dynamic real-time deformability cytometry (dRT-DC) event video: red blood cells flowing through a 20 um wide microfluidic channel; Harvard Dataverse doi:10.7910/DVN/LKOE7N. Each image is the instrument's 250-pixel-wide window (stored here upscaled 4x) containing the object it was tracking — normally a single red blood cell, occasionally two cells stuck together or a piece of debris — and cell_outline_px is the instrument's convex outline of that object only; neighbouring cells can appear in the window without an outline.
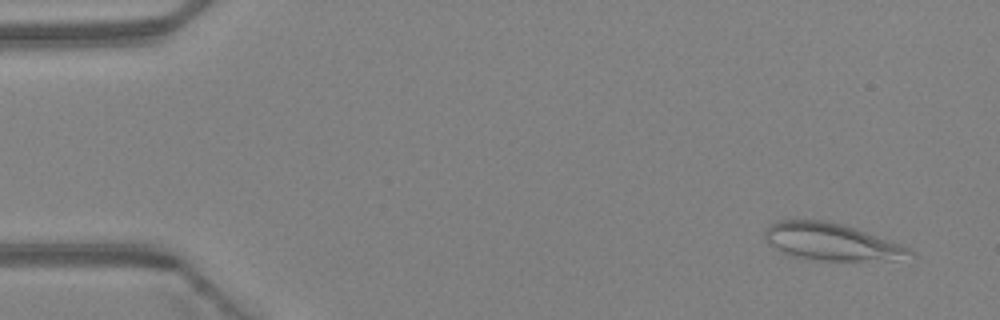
{"species": "Egyptian fruit bat (a non-hibernating species)", "species_latin": "Rousettus aegyptiacus", "temperature_condition": "warm", "stored_images_in_passage": 4, "camera_frame_rate_fps": 3000, "um_per_image_px": 0.085, "animal": {"sex": "female"}, "frame": {"image": 1, "passage_image": 4, "time_ms": 1.0, "image_size_px": [1000, 320], "cell_outline_px": [[916, 260], [804, 260], [788, 256], [768, 244], [764, 236], [764, 232], [772, 224], [780, 220], [824, 220], [856, 228], [908, 248], [916, 252]], "centroid_in_image_um": [70.7, 20.59], "position_along_channel_um": 14.3, "area_um2": 31.67}}